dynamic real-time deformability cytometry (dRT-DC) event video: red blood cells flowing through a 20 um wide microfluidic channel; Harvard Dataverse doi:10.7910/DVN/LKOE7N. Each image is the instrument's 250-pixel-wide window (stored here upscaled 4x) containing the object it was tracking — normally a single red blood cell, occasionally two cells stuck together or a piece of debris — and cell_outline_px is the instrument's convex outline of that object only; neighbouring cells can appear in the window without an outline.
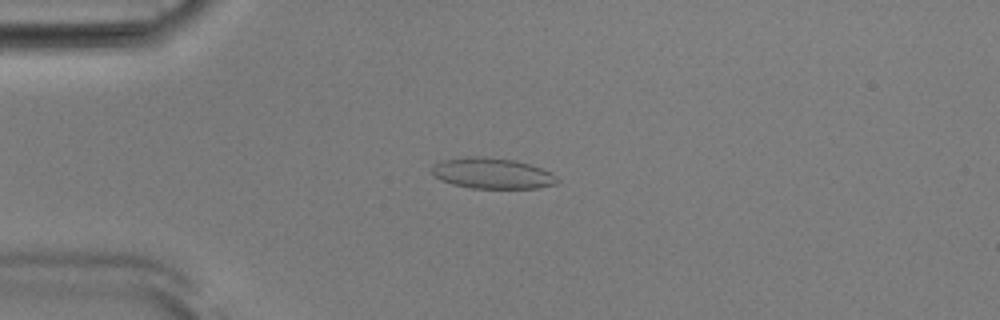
{"species": "Egyptian fruit bat (a non-hibernating species)", "species_latin": "Rousettus aegyptiacus", "temperature_condition": "room temperature", "stored_images_in_passage": 40, "camera_frame_rate_fps": 3000, "um_per_image_px": 0.085, "animal": {"sex": "male"}, "frame": {"image": 1, "passage_image": 1, "time_ms": 0.0, "image_size_px": [1000, 320], "cell_outline_px": [[560, 180], [556, 184], [536, 188], [472, 188], [452, 184], [440, 180], [432, 176], [432, 168], [440, 160], [468, 156], [484, 156], [516, 160], [540, 168], [556, 176]], "centroid_in_image_um": [41.8, 14.73], "position_along_channel_um": 43.2, "area_um2": 22.54}}
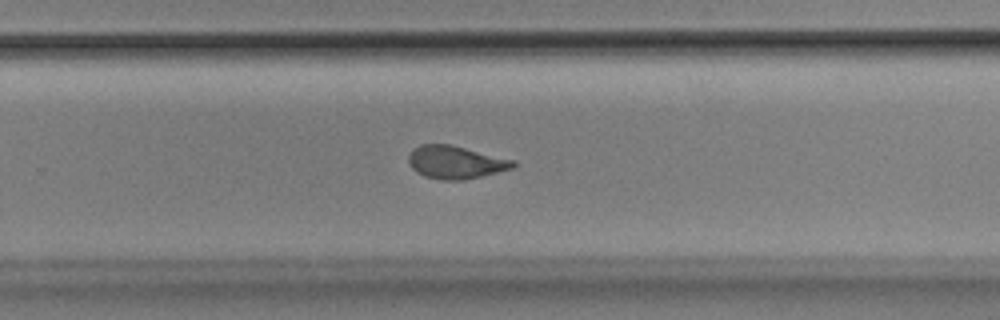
{"frame": {"image": 2, "passage_image": 22, "time_ms": 7.0, "image_size_px": [1000, 320], "cell_outline_px": [[516, 164], [512, 168], [480, 176], [460, 180], [444, 180], [424, 176], [416, 172], [408, 164], [408, 156], [412, 148], [420, 144], [452, 144], [516, 160]], "centroid_in_image_um": [38.69, 13.77], "position_along_channel_um": 291.1, "area_um2": 20.17}}
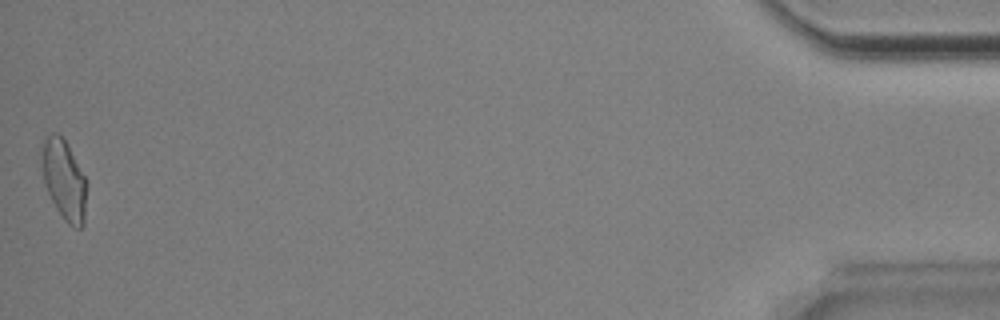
{"frame": {"image": 3, "passage_image": 40, "time_ms": 13.0, "image_size_px": [1000, 320], "cell_outline_px": [[88, 184], [84, 224], [80, 228], [76, 228], [68, 224], [64, 220], [56, 208], [44, 184], [40, 160], [44, 140], [52, 132], [56, 132], [64, 140], [84, 176]], "centroid_in_image_um": [5.45, 15.33], "position_along_channel_um": 429.8, "area_um2": 20.92}, "authors_computed_cell_mechanics": {"area_um2": 20.0855, "velocity_mm_per_s": 3.8743, "shape_relaxation_time_tau1_ms": 10.7095, "shape_relaxation_time_tau2_ms": 1.8664, "deformation_change_tau1": 0.238, "deformation_change_tau2": 0.0646}}